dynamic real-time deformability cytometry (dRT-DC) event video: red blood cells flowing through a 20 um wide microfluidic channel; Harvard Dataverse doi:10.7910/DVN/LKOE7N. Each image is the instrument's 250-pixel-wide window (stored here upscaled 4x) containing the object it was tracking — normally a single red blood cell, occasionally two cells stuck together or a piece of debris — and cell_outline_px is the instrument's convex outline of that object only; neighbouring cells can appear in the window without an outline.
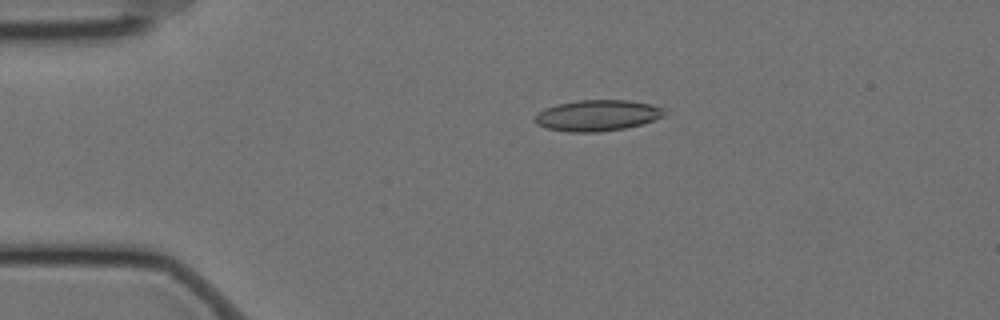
{"species": "Egyptian fruit bat (a non-hibernating species)", "species_latin": "Rousettus aegyptiacus", "temperature_condition": "cold", "stored_images_in_passage": 57, "camera_frame_rate_fps": 3000, "um_per_image_px": 0.085, "animal": {"sex": "female"}, "frame": {"image": 1, "passage_image": 12, "time_ms": 3.667, "image_size_px": [1000, 320], "cell_outline_px": [[664, 116], [640, 124], [624, 128], [600, 132], [568, 132], [548, 128], [536, 124], [536, 116], [544, 108], [560, 104], [580, 100], [628, 100], [652, 104], [664, 108]], "centroid_in_image_um": [50.79, 9.81], "position_along_channel_um": 34.2, "area_um2": 23.12}}
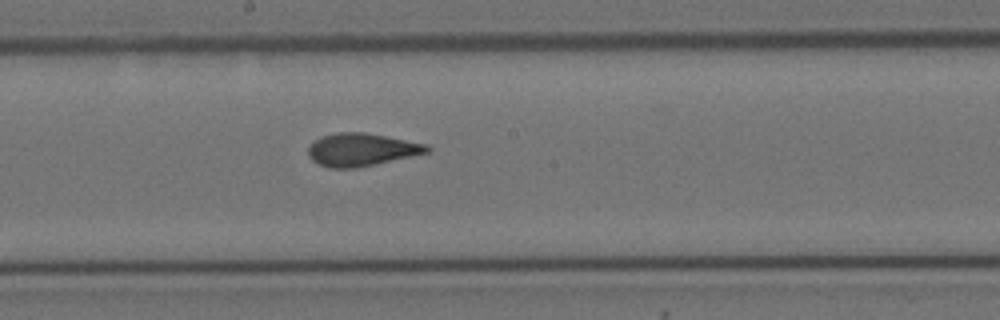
{"frame": {"image": 2, "passage_image": 31, "time_ms": 10.0, "image_size_px": [1000, 320], "cell_outline_px": [[432, 148], [428, 152], [412, 156], [376, 164], [356, 168], [328, 168], [312, 160], [308, 156], [308, 148], [320, 136], [336, 132], [364, 132], [428, 144]], "centroid_in_image_um": [30.73, 12.72], "position_along_channel_um": 217.5, "area_um2": 22.72}}
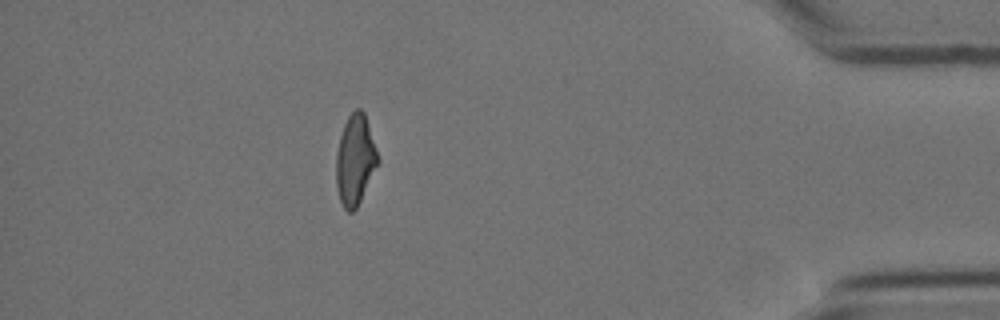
{"frame": {"image": 3, "passage_image": 51, "time_ms": 16.667, "image_size_px": [1000, 320], "cell_outline_px": [[380, 160], [356, 208], [352, 212], [348, 212], [344, 208], [340, 200], [336, 188], [336, 152], [340, 136], [344, 124], [348, 116], [356, 108], [360, 108], [364, 112]], "centroid_in_image_um": [30.17, 13.58], "position_along_channel_um": 405.0, "area_um2": 21.79}, "authors_computed_cell_mechanics": {"area_um2": 22.542, "velocity_mm_per_s": 3.5241, "shape_relaxation_time_tau1_ms": 6.9011, "shape_relaxation_time_tau2_ms": 1.5216, "deformation_change_tau1": 0.1798, "deformation_change_tau2": 0.0744}}